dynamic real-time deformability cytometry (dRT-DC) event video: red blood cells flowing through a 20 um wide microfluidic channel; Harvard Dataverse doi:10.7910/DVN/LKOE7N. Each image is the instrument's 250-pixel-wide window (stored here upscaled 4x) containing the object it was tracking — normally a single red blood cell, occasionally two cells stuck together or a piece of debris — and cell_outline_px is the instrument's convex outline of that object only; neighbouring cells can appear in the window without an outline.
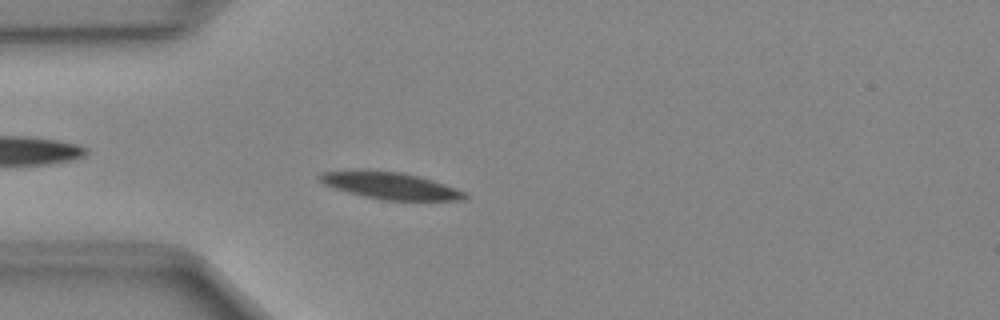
{"species": "Egyptian fruit bat (a non-hibernating species)", "species_latin": "Rousettus aegyptiacus", "temperature_condition": "cold", "stored_images_in_passage": 44, "camera_frame_rate_fps": 3000, "um_per_image_px": 0.085, "animal": {"sex": "female"}, "frame": {"image": 1, "passage_image": 9, "time_ms": 2.667, "image_size_px": [1000, 320], "cell_outline_px": [[468, 196], [464, 200], [380, 200], [348, 192], [324, 184], [316, 176], [320, 172], [400, 172], [420, 176], [468, 192]], "centroid_in_image_um": [33.28, 15.82], "position_along_channel_um": 51.7, "area_um2": 22.02}}
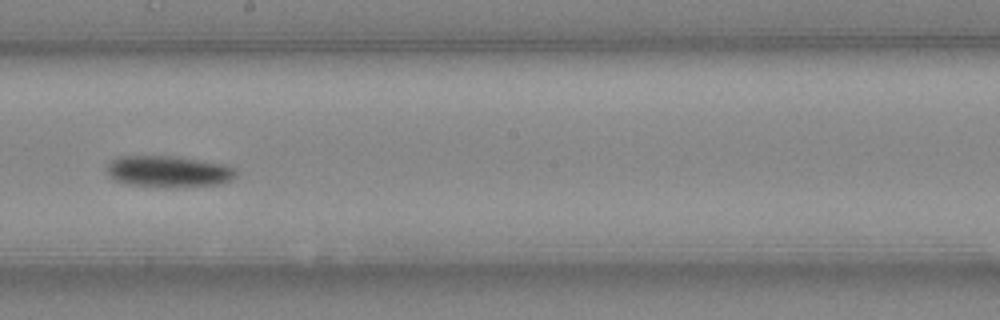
{"frame": {"image": 2, "passage_image": 23, "time_ms": 7.333, "image_size_px": [1000, 320], "cell_outline_px": [[236, 176], [232, 180], [220, 184], [172, 188], [160, 188], [128, 184], [112, 180], [108, 176], [104, 168], [112, 160], [120, 156], [176, 156], [228, 164], [236, 168]], "centroid_in_image_um": [14.32, 14.59], "position_along_channel_um": 233.9, "area_um2": 24.45}}
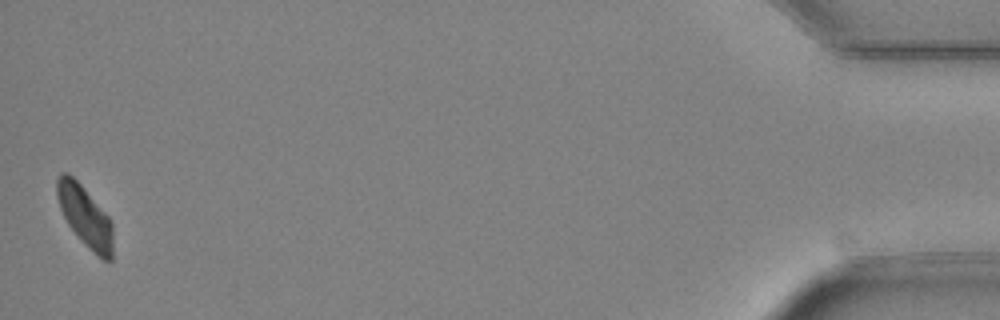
{"frame": {"image": 3, "passage_image": 44, "time_ms": 14.333, "image_size_px": [1000, 320], "cell_outline_px": [[112, 260], [104, 260], [88, 248], [80, 240], [68, 224], [60, 208], [56, 196], [56, 180], [60, 172], [68, 172], [80, 184], [108, 216], [112, 224]], "centroid_in_image_um": [7.2, 18.37], "position_along_channel_um": 428.0, "area_um2": 19.65}}